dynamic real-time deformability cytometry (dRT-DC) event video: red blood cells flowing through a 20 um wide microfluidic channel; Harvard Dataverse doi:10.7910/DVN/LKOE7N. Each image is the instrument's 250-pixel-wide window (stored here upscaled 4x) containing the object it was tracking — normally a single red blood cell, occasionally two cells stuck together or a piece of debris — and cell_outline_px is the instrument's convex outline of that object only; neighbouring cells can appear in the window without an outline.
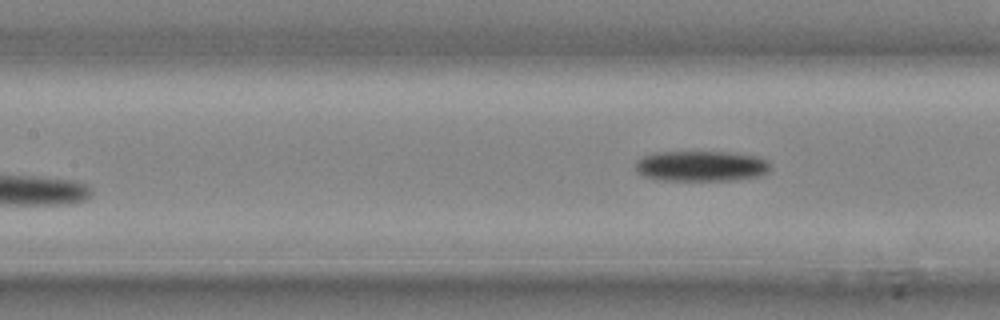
{"species": "common noctule bat (a hibernating species)", "species_latin": "Nyctalus noctula", "temperature_condition": "cold", "stored_images_in_passage": 11, "segment_of_instrument_passage": [2, 2], "camera_frame_rate_fps": 3000, "um_per_image_px": 0.085, "animal": {"sex": "male", "body_mass_g": 20.4}, "frame": {"image": 1, "passage_image": 11, "time_ms": 3.333, "image_size_px": [1000, 320], "cell_outline_px": [[768, 172], [760, 176], [732, 180], [664, 180], [644, 176], [636, 172], [636, 160], [644, 156], [656, 152], [732, 152], [756, 156], [768, 160]], "centroid_in_image_um": [59.59, 14.11], "position_along_channel_um": 147.8, "area_um2": 23.93}}